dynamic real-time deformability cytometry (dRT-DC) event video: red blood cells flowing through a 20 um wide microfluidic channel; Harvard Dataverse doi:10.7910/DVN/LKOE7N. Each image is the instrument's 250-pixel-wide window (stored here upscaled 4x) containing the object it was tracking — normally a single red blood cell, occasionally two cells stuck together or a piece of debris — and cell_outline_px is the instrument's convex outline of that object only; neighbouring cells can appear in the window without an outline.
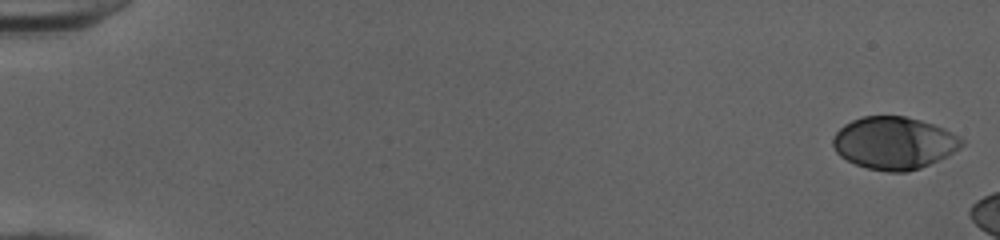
{"species": "human", "species_latin": "Homo sapiens", "temperature_condition": "cold", "stored_images_in_passage": 11, "camera_frame_rate_fps": 3000, "um_per_image_px": 0.085, "donor": {"sex": "female"}, "frame": {"image": 1, "passage_image": 1, "time_ms": 0.0, "image_size_px": [1000, 240], "cell_outline_px": [[964, 144], [960, 148], [948, 156], [920, 168], [908, 172], [888, 172], [868, 168], [856, 164], [840, 156], [836, 152], [832, 144], [832, 140], [836, 132], [844, 124], [852, 120], [864, 116], [904, 116], [920, 120], [944, 128], [960, 136], [964, 140]], "centroid_in_image_um": [76.01, 12.16], "position_along_channel_um": 9.0, "area_um2": 39.42}}